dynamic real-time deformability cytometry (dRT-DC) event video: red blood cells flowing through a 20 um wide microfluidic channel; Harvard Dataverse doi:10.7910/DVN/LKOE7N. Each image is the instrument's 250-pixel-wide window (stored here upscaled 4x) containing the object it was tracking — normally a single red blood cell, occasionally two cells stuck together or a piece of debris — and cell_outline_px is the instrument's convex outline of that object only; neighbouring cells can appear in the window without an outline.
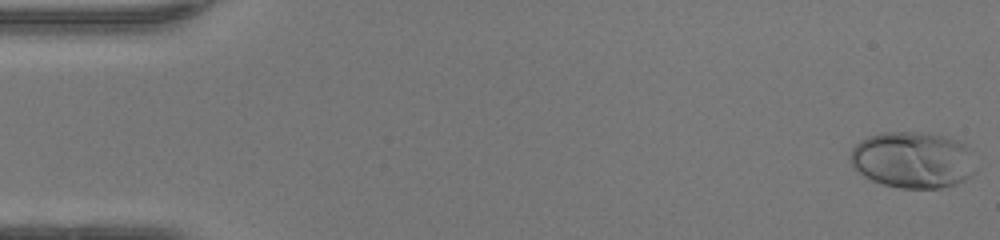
{"species": "human", "species_latin": "Homo sapiens", "temperature_condition": "warm", "stored_images_in_passage": 49, "camera_frame_rate_fps": 3000, "um_per_image_px": 0.085, "donor": {"sex": "female"}, "frame": {"image": 1, "passage_image": 1, "time_ms": 0.0, "image_size_px": [1000, 240], "cell_outline_px": [[976, 172], [972, 176], [956, 184], [940, 188], [900, 188], [884, 184], [872, 180], [864, 176], [852, 168], [848, 160], [852, 148], [860, 140], [868, 136], [880, 132], [928, 132], [948, 136], [960, 140], [968, 148]], "centroid_in_image_um": [77.56, 13.58], "position_along_channel_um": 7.4, "area_um2": 41.85}}
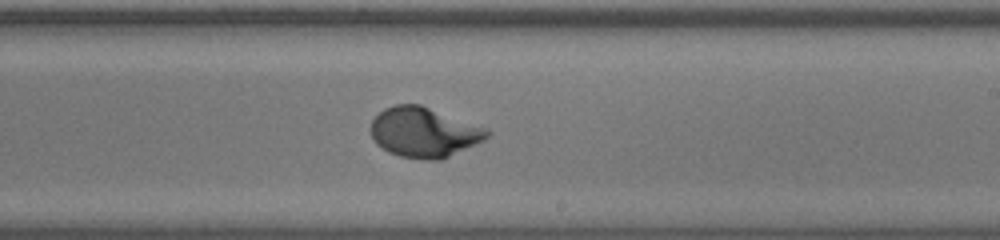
{"frame": {"image": 2, "passage_image": 29, "time_ms": 9.333, "image_size_px": [1000, 240], "cell_outline_px": [[492, 132], [484, 140], [440, 160], [420, 160], [400, 156], [388, 152], [376, 144], [372, 136], [372, 120], [384, 108], [396, 104], [420, 104], [488, 128]], "centroid_in_image_um": [36.05, 11.24], "position_along_channel_um": 253.0, "area_um2": 33.87}}
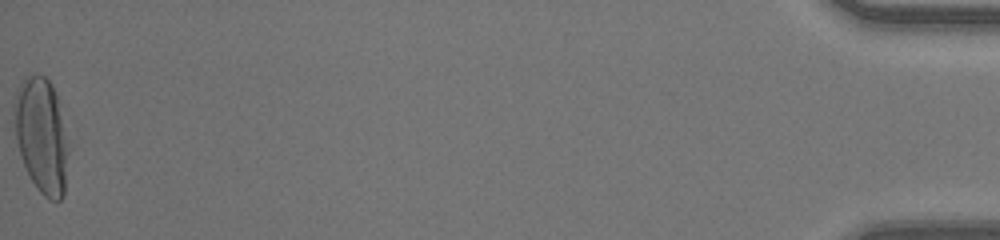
{"frame": {"image": 3, "passage_image": 49, "time_ms": 16.0, "image_size_px": [1000, 240], "cell_outline_px": [[68, 152], [64, 196], [60, 200], [48, 200], [40, 192], [32, 180], [20, 156], [16, 136], [12, 104], [16, 88], [20, 80], [28, 76], [44, 76], [52, 84], [56, 92], [68, 148]], "centroid_in_image_um": [3.5, 11.49], "position_along_channel_um": 431.7, "area_um2": 36.36}, "authors_computed_cell_mechanics": {"area_um2": 32.8882, "velocity_mm_per_s": 4.2754, "shape_relaxation_time_tau1_ms": 2.8319, "shape_relaxation_time_tau2_ms": null, "deformation_change_tau1": 0.2033, "deformation_change_tau2": null}}